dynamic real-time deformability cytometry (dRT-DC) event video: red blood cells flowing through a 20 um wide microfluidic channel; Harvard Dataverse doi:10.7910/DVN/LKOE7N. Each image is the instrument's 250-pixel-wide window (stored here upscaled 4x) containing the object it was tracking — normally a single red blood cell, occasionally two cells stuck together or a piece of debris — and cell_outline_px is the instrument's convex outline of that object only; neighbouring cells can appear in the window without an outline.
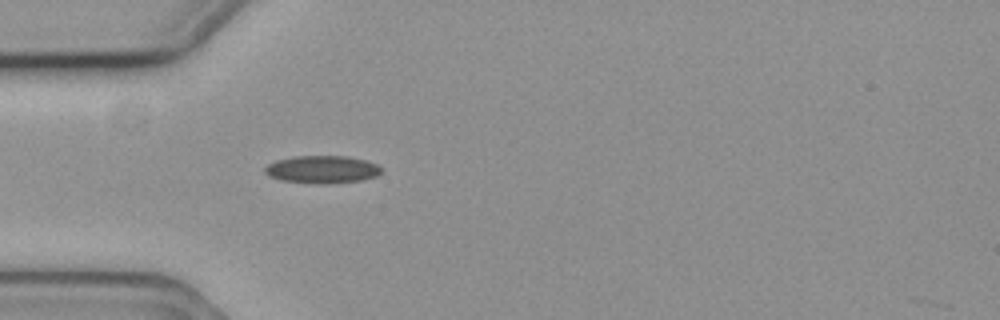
{"species": "common noctule bat (a hibernating species)", "species_latin": "Nyctalus noctula", "temperature_condition": "cold", "stored_images_in_passage": 1, "camera_frame_rate_fps": 3000, "um_per_image_px": 0.085, "animal": {"sex": "female", "body_mass_g": 19.3, "forearm_length_mm": 54.1}, "frame": {"image": 1, "passage_image": 1, "time_ms": 0.0, "image_size_px": [1000, 320], "cell_outline_px": [[380, 172], [376, 176], [364, 180], [324, 184], [320, 184], [280, 180], [268, 176], [264, 172], [264, 168], [268, 164], [276, 160], [296, 156], [348, 156], [364, 160], [376, 164], [380, 168]], "centroid_in_image_um": [27.35, 14.4], "position_along_channel_um": 57.7, "area_um2": 18.73}}